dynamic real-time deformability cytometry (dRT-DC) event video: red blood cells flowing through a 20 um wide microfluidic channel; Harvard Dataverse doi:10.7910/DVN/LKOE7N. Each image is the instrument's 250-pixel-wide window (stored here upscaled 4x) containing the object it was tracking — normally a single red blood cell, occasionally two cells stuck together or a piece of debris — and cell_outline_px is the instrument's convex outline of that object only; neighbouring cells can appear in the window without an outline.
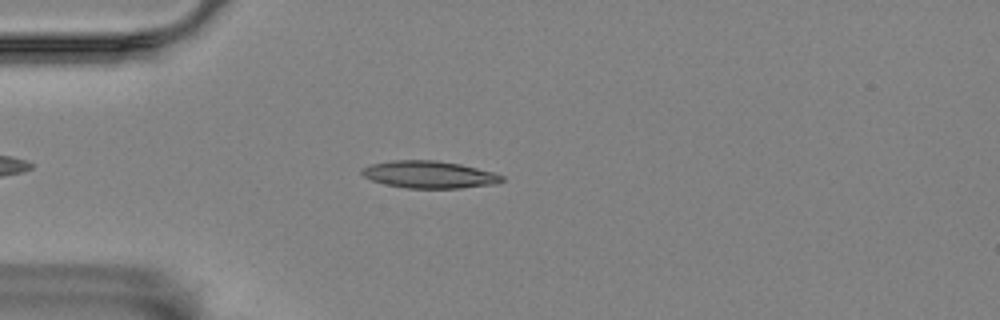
{"species": "Egyptian fruit bat (a non-hibernating species)", "species_latin": "Rousettus aegyptiacus", "temperature_condition": "room temperature", "stored_images_in_passage": 36, "camera_frame_rate_fps": 3000, "um_per_image_px": 0.085, "animal": {"sex": "female"}, "frame": {"image": 1, "passage_image": 1, "time_ms": 0.0, "image_size_px": [1000, 320], "cell_outline_px": [[504, 180], [496, 184], [460, 188], [404, 188], [384, 184], [372, 180], [364, 176], [360, 172], [360, 168], [372, 164], [392, 160], [436, 160], [460, 164], [496, 172], [504, 176]], "centroid_in_image_um": [36.5, 14.83], "position_along_channel_um": 48.5, "area_um2": 22.43}}
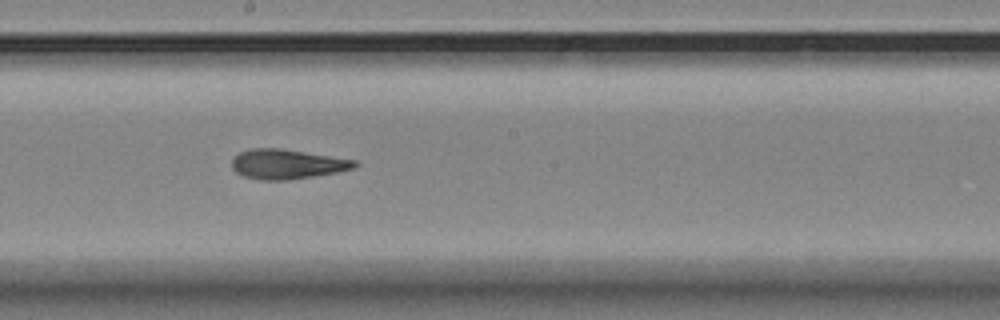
{"frame": {"image": 2, "passage_image": 17, "time_ms": 5.333, "image_size_px": [1000, 320], "cell_outline_px": [[360, 164], [356, 168], [336, 172], [288, 180], [260, 180], [244, 176], [236, 172], [232, 168], [232, 160], [240, 152], [252, 148], [280, 148], [356, 160]], "centroid_in_image_um": [24.41, 13.95], "position_along_channel_um": 223.8, "area_um2": 21.15}}
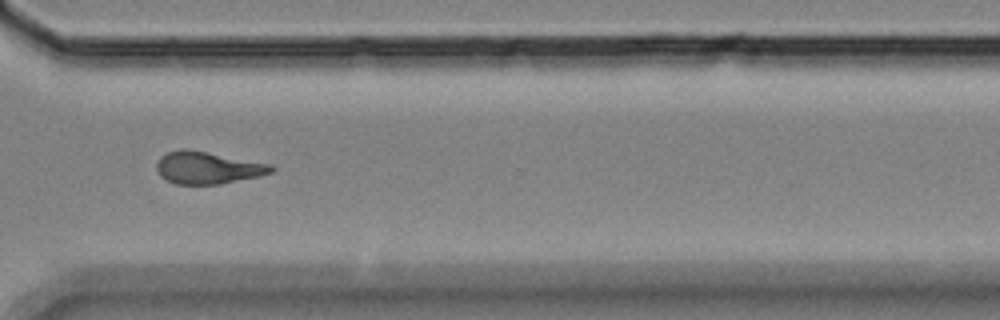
{"frame": {"image": 3, "passage_image": 28, "time_ms": 9.0, "image_size_px": [1000, 320], "cell_outline_px": [[276, 168], [272, 172], [260, 176], [220, 184], [176, 184], [160, 176], [156, 168], [156, 164], [160, 156], [168, 152], [180, 148], [184, 148], [272, 164]], "centroid_in_image_um": [17.65, 14.26], "position_along_channel_um": 352.9, "area_um2": 21.5}, "authors_computed_cell_mechanics": {"area_um2": 21.386, "velocity_mm_per_s": 3.5287, "shape_relaxation_time_tau1_ms": 5.3915, "shape_relaxation_time_tau2_ms": 2.5595, "deformation_change_tau1": 0.1856, "deformation_change_tau2": 0.0974}}